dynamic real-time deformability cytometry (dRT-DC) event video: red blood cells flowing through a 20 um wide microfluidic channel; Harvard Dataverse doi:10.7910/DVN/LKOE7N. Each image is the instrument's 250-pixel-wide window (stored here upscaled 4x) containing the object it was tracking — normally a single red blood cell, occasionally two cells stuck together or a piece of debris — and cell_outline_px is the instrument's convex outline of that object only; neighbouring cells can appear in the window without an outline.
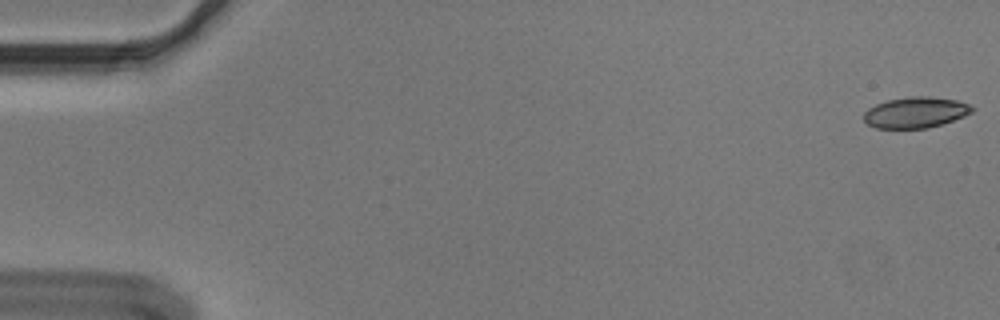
{"species": "Egyptian fruit bat (a non-hibernating species)", "species_latin": "Rousettus aegyptiacus", "temperature_condition": "cold", "stored_images_in_passage": 55, "camera_frame_rate_fps": 3000, "um_per_image_px": 0.085, "animal": {"sex": "male"}, "frame": {"image": 1, "passage_image": 1, "time_ms": 0.0, "image_size_px": [1000, 320], "cell_outline_px": [[976, 108], [972, 112], [964, 116], [928, 128], [876, 128], [868, 124], [864, 120], [864, 112], [868, 108], [876, 104], [888, 100], [908, 96], [928, 96], [956, 100], [968, 104]], "centroid_in_image_um": [77.82, 9.55], "position_along_channel_um": 7.2, "area_um2": 19.42}}
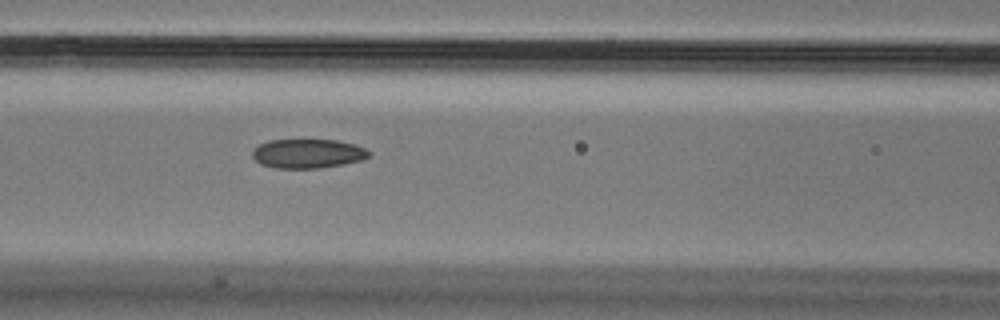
{"frame": {"image": 2, "passage_image": 24, "time_ms": 7.667, "image_size_px": [1000, 320], "cell_outline_px": [[372, 156], [364, 160], [344, 164], [316, 168], [272, 168], [260, 164], [252, 156], [252, 148], [268, 140], [336, 140], [356, 144], [372, 152]], "centroid_in_image_um": [26.18, 13.05], "position_along_channel_um": 140.4, "area_um2": 20.11}}
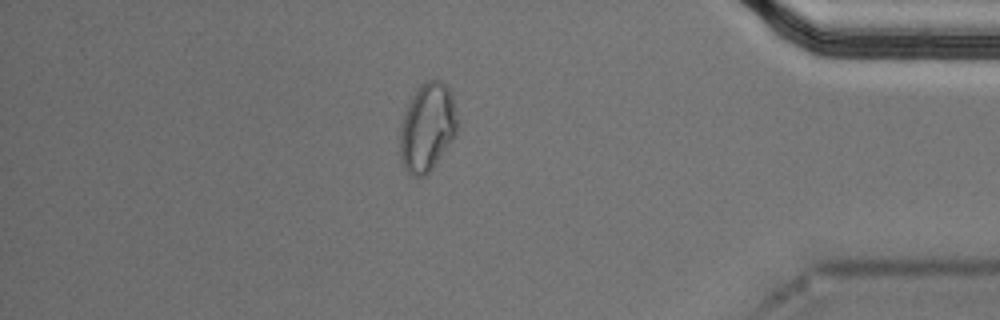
{"frame": {"image": 3, "passage_image": 48, "time_ms": 15.667, "image_size_px": [1000, 320], "cell_outline_px": [[456, 136], [432, 168], [424, 176], [412, 176], [404, 168], [400, 156], [400, 128], [404, 112], [412, 96], [420, 84], [424, 80], [440, 80], [452, 92], [456, 116]], "centroid_in_image_um": [36.31, 10.81], "position_along_channel_um": 398.9, "area_um2": 29.42}, "authors_computed_cell_mechanics": {"area_um2": 20.6924, "velocity_mm_per_s": 3.6268, "shape_relaxation_time_tau1_ms": null, "shape_relaxation_time_tau2_ms": 3.5611, "deformation_change_tau1": null, "deformation_change_tau2": 0.0806}}